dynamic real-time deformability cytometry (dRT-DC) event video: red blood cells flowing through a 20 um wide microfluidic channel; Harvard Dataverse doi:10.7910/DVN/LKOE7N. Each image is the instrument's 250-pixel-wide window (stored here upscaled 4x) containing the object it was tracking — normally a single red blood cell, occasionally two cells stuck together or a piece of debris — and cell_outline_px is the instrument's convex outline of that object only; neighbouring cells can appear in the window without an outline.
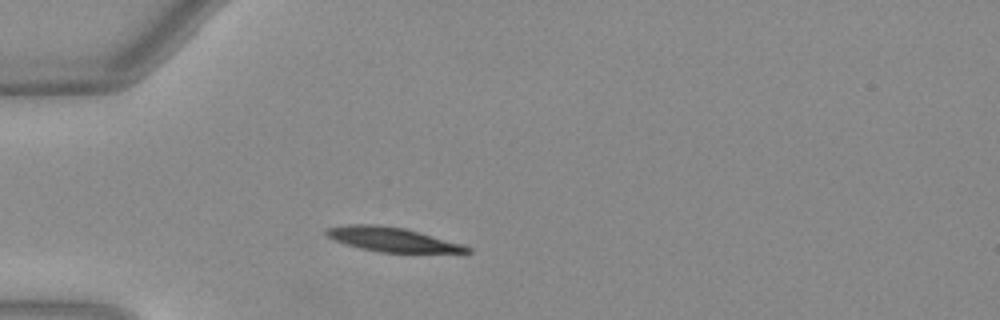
{"species": "Egyptian fruit bat (a non-hibernating species)", "species_latin": "Rousettus aegyptiacus", "temperature_condition": "warm", "stored_images_in_passage": 37, "camera_frame_rate_fps": 3000, "um_per_image_px": 0.085, "animal": {"sex": "female"}, "frame": {"image": 1, "passage_image": 1, "time_ms": 0.0, "image_size_px": [1000, 320], "cell_outline_px": [[472, 252], [380, 252], [360, 248], [336, 240], [328, 236], [324, 232], [328, 228], [348, 224], [376, 224], [404, 228], [460, 244], [472, 248]], "centroid_in_image_um": [33.3, 20.34], "position_along_channel_um": 51.7, "area_um2": 19.31}}
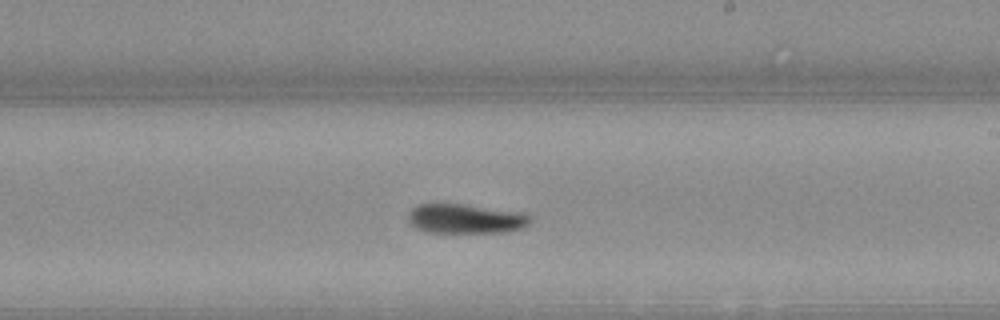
{"frame": {"image": 2, "passage_image": 17, "time_ms": 5.333, "image_size_px": [1000, 320], "cell_outline_px": [[532, 220], [524, 228], [508, 232], [424, 232], [416, 228], [408, 220], [408, 212], [412, 208], [420, 204], [464, 204], [512, 212], [532, 216]], "centroid_in_image_um": [39.54, 18.61], "position_along_channel_um": 249.5, "area_um2": 20.69}}
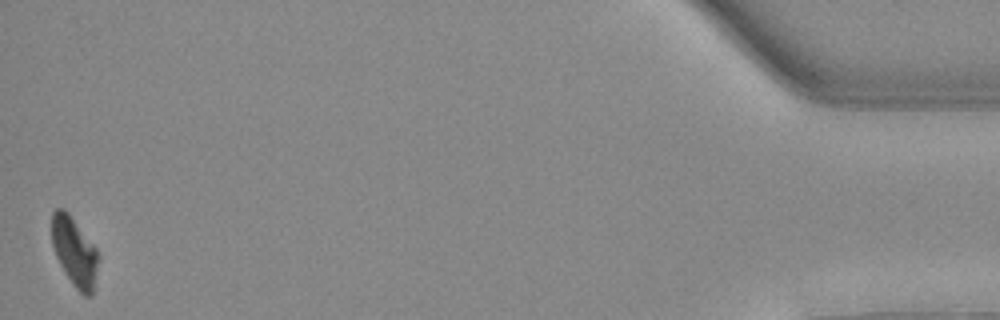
{"frame": {"image": 3, "passage_image": 37, "time_ms": 12.0, "image_size_px": [1000, 320], "cell_outline_px": [[100, 256], [92, 296], [84, 296], [72, 284], [64, 272], [56, 256], [52, 244], [52, 212], [56, 208], [64, 208], [68, 212], [96, 248]], "centroid_in_image_um": [6.34, 21.41], "position_along_channel_um": 428.9, "area_um2": 18.79}, "authors_computed_cell_mechanics": {"area_um2": 20.4034, "velocity_mm_per_s": 4.0156, "shape_relaxation_time_tau1_ms": 6.2528, "shape_relaxation_time_tau2_ms": null, "deformation_change_tau1": 0.2297, "deformation_change_tau2": null}}